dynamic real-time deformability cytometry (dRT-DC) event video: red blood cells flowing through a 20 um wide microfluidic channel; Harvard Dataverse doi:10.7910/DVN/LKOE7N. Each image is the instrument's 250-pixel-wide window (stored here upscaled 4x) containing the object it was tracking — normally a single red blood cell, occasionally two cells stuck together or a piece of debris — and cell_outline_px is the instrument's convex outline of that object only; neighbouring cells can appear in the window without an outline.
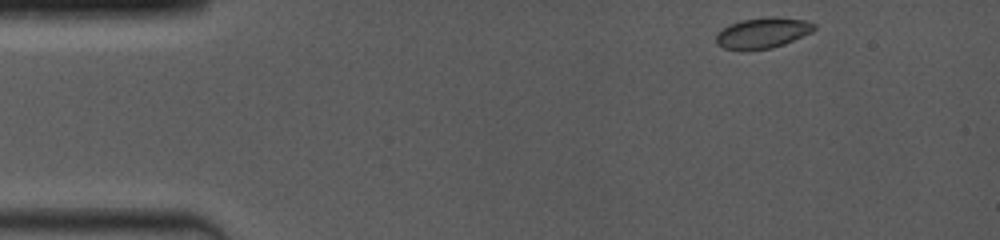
{"species": "common noctule bat (a hibernating species)", "species_latin": "Nyctalus noctula", "temperature_condition": "room temperature", "stored_images_in_passage": 59, "camera_frame_rate_fps": 4000, "um_per_image_px": 0.085, "animal": {"sex": "female", "body_mass_g": 19.0, "forearm_length_mm": 53.3}, "frame": {"image": 1, "passage_image": 1, "time_ms": 0.0, "image_size_px": [1000, 240], "cell_outline_px": [[816, 28], [812, 32], [784, 44], [772, 48], [748, 52], [740, 52], [724, 48], [716, 44], [716, 32], [728, 24], [740, 20], [764, 16], [776, 16], [804, 20], [816, 24]], "centroid_in_image_um": [64.77, 2.81], "position_along_channel_um": 20.2, "area_um2": 18.26}}
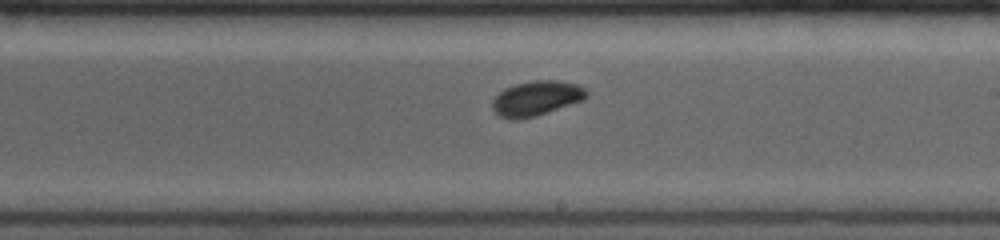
{"frame": {"image": 2, "passage_image": 36, "time_ms": 7.75, "image_size_px": [1000, 240], "cell_outline_px": [[588, 96], [584, 100], [536, 116], [520, 120], [512, 120], [500, 116], [492, 108], [492, 100], [504, 88], [516, 84], [532, 80], [556, 80], [576, 84], [584, 88], [588, 92]], "centroid_in_image_um": [45.59, 8.36], "position_along_channel_um": 243.4, "area_um2": 19.19}}
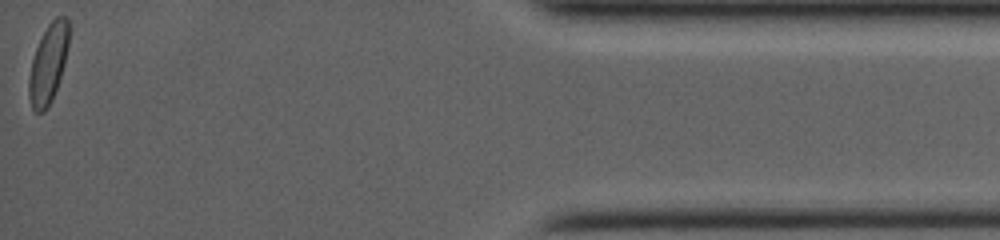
{"frame": {"image": 3, "passage_image": 58, "time_ms": 14.0, "image_size_px": [1000, 240], "cell_outline_px": [[68, 44], [64, 64], [52, 100], [48, 108], [44, 112], [36, 112], [32, 108], [28, 96], [28, 80], [32, 60], [36, 48], [48, 24], [56, 16], [64, 16], [68, 20]], "centroid_in_image_um": [4.08, 5.44], "position_along_channel_um": 431.1, "area_um2": 18.15}, "authors_computed_cell_mechanics": {"area_um2": 18.2648, "velocity_mm_per_s": 4.025, "shape_relaxation_time_tau1_ms": 10.2149, "shape_relaxation_time_tau2_ms": null, "deformation_change_tau1": 0.1861, "deformation_change_tau2": null}}